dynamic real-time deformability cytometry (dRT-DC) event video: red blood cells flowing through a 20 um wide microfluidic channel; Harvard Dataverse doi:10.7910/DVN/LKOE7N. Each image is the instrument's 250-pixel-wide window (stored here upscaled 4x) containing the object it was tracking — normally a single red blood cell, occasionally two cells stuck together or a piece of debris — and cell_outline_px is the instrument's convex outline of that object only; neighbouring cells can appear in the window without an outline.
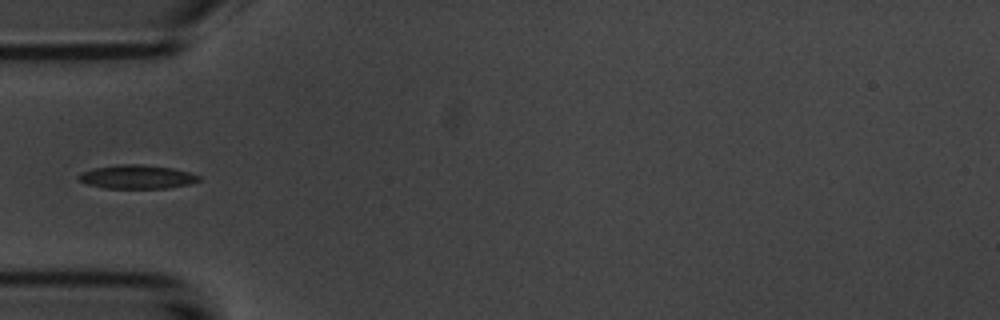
{"species": "common noctule bat (a hibernating species)", "species_latin": "Nyctalus noctula", "temperature_condition": "room temperature", "stored_images_in_passage": 9, "camera_frame_rate_fps": 3000, "um_per_image_px": 0.085, "animal": {"sex": "male", "body_mass_g": 20.1, "forearm_length_mm": 53.5}, "frame": {"image": 1, "passage_image": 6, "time_ms": 6.0, "image_size_px": [1000, 320], "cell_outline_px": [[200, 180], [188, 184], [168, 188], [104, 188], [88, 184], [80, 180], [76, 176], [80, 172], [92, 168], [120, 164], [144, 164], [172, 168], [188, 172], [200, 176]], "centroid_in_image_um": [11.61, 15.02], "position_along_channel_um": 73.4, "area_um2": 16.65}}
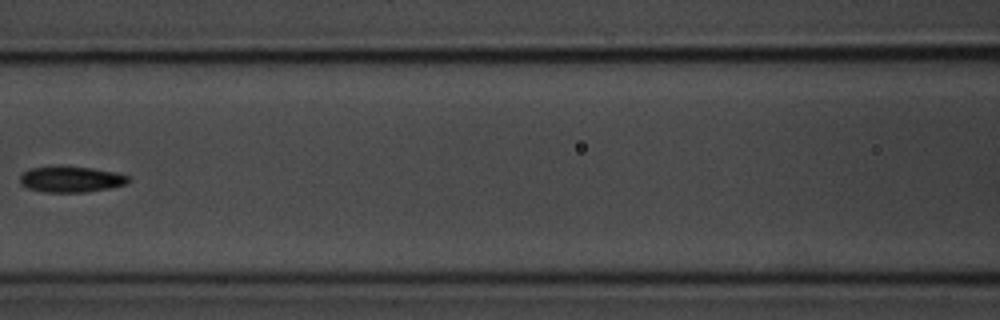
{"frame": {"image": 2, "passage_image": 8, "time_ms": 8.333, "image_size_px": [1000, 320], "cell_outline_px": [[128, 184], [108, 188], [84, 192], [44, 192], [28, 188], [20, 184], [20, 176], [28, 168], [60, 164], [92, 168], [116, 172], [128, 176]], "centroid_in_image_um": [5.99, 15.2], "position_along_channel_um": 160.6, "area_um2": 16.76}}
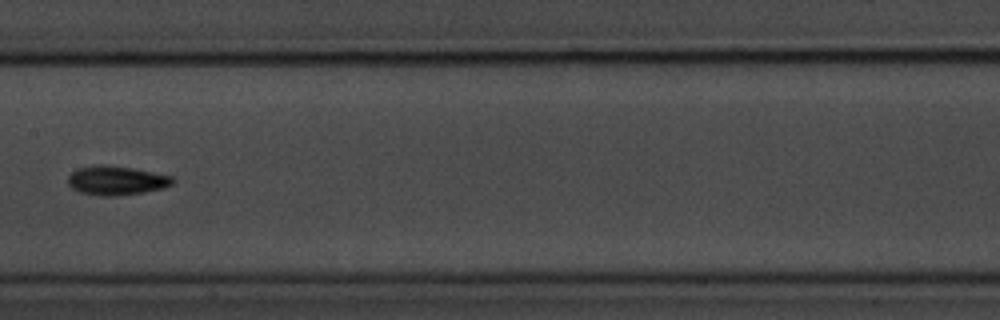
{"frame": {"image": 3, "passage_image": 9, "time_ms": 9.333, "image_size_px": [1000, 320], "cell_outline_px": [[176, 180], [172, 184], [164, 188], [144, 192], [116, 196], [100, 196], [80, 192], [72, 188], [68, 184], [68, 176], [76, 168], [92, 164], [104, 164], [132, 168], [172, 176]], "centroid_in_image_um": [9.87, 15.33], "position_along_channel_um": 197.5, "area_um2": 17.98}}